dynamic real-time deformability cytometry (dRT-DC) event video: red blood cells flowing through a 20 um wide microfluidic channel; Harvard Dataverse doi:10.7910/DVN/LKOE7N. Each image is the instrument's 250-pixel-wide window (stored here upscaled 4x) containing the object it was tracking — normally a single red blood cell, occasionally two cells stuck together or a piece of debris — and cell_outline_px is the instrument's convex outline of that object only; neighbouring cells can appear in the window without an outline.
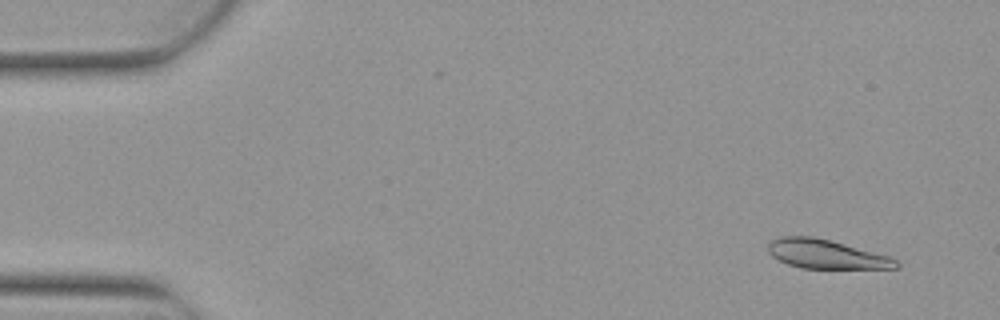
{"species": "Egyptian fruit bat (a non-hibernating species)", "species_latin": "Rousettus aegyptiacus", "temperature_condition": "warm", "stored_images_in_passage": 5, "camera_frame_rate_fps": 3000, "um_per_image_px": 0.085, "animal": {"sex": "female"}, "frame": {"image": 1, "passage_image": 2, "time_ms": 0.333, "image_size_px": [1000, 320], "cell_outline_px": [[900, 268], [800, 268], [788, 264], [772, 256], [768, 252], [768, 244], [772, 240], [780, 236], [812, 236], [828, 240], [888, 256], [896, 260], [900, 264]], "centroid_in_image_um": [70.18, 21.61], "position_along_channel_um": 14.8, "area_um2": 21.27}}
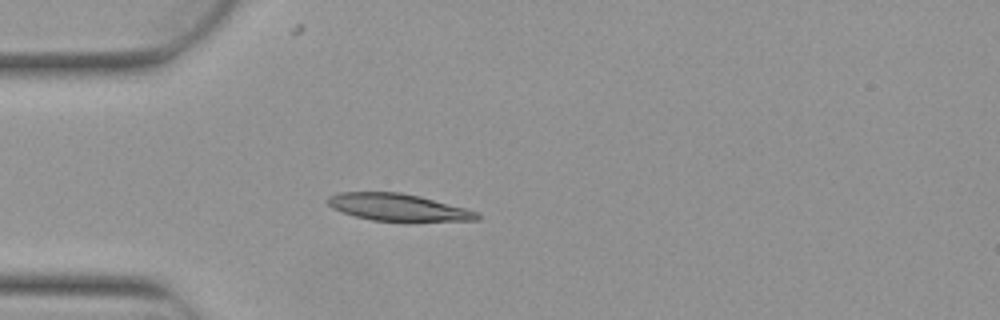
{"frame": {"image": 2, "passage_image": 5, "time_ms": 1.333, "image_size_px": [1000, 320], "cell_outline_px": [[480, 220], [372, 220], [340, 212], [332, 208], [324, 200], [328, 196], [340, 192], [400, 192], [420, 196], [464, 208], [476, 212], [480, 216]], "centroid_in_image_um": [33.73, 17.59], "position_along_channel_um": 51.3, "area_um2": 23.12}}